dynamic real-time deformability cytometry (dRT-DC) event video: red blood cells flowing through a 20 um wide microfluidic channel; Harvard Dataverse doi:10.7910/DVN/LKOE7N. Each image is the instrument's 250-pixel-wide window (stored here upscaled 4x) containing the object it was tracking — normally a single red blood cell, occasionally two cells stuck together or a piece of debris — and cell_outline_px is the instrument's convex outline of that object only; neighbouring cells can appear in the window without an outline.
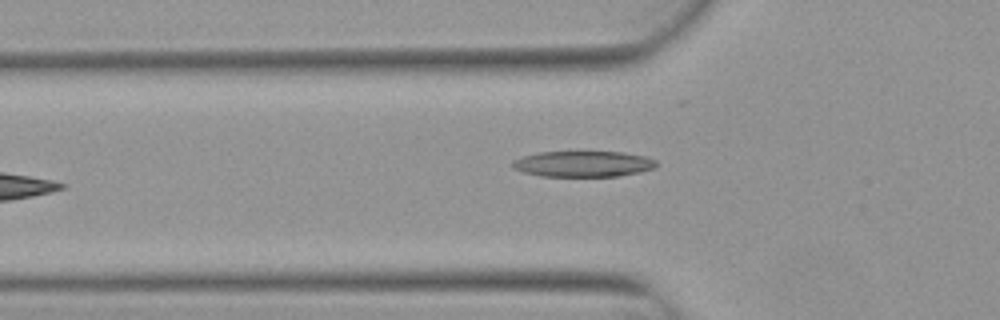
{"species": "Egyptian fruit bat (a non-hibernating species)", "species_latin": "Rousettus aegyptiacus", "temperature_condition": "warm", "stored_images_in_passage": 6, "camera_frame_rate_fps": 3000, "um_per_image_px": 0.085, "animal": {"sex": "female"}, "frame": {"image": 1, "passage_image": 5, "time_ms": 1.333, "image_size_px": [1000, 320], "cell_outline_px": [[656, 168], [640, 172], [620, 176], [540, 176], [524, 172], [512, 168], [512, 160], [524, 156], [540, 152], [624, 152], [644, 156], [656, 160]], "centroid_in_image_um": [49.58, 13.93], "position_along_channel_um": 76.2, "area_um2": 21.68}}
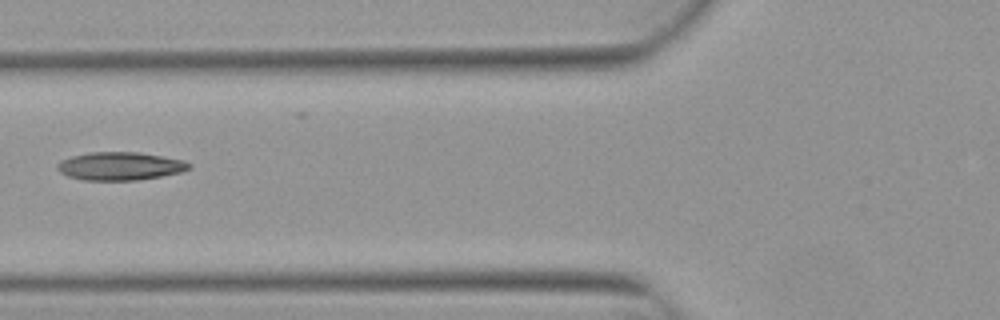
{"frame": {"image": 2, "passage_image": 6, "time_ms": 1.667, "image_size_px": [1000, 320], "cell_outline_px": [[192, 168], [180, 172], [160, 176], [136, 180], [84, 180], [68, 176], [60, 172], [56, 168], [56, 164], [60, 160], [72, 156], [88, 152], [140, 152], [184, 160], [192, 164]], "centroid_in_image_um": [10.2, 14.11], "position_along_channel_um": 115.6, "area_um2": 21.68}}